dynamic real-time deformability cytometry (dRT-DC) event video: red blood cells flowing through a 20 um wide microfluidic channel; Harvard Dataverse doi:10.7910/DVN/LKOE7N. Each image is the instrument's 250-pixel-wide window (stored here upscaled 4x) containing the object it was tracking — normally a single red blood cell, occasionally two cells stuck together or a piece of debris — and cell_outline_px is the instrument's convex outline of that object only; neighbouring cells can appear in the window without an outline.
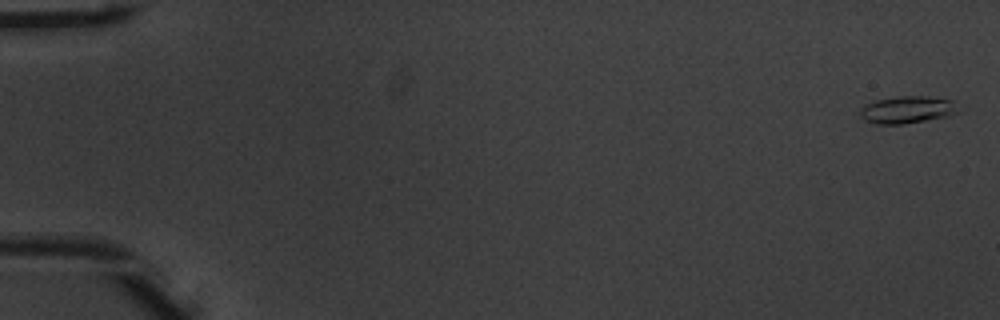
{"species": "common noctule bat (a hibernating species)", "species_latin": "Nyctalus noctula", "temperature_condition": "warm", "stored_images_in_passage": 11, "camera_frame_rate_fps": 3000, "um_per_image_px": 0.085, "animal": {"sex": "male", "body_mass_g": 20.1, "forearm_length_mm": 53.5}, "frame": {"image": 1, "passage_image": 1, "time_ms": 0.0, "image_size_px": [1000, 320], "cell_outline_px": [[960, 112], [948, 116], [904, 124], [876, 124], [860, 116], [860, 108], [864, 104], [876, 100], [900, 96], [928, 96], [952, 100]], "centroid_in_image_um": [77.12, 9.32], "position_along_channel_um": 7.9, "area_um2": 15.55}}